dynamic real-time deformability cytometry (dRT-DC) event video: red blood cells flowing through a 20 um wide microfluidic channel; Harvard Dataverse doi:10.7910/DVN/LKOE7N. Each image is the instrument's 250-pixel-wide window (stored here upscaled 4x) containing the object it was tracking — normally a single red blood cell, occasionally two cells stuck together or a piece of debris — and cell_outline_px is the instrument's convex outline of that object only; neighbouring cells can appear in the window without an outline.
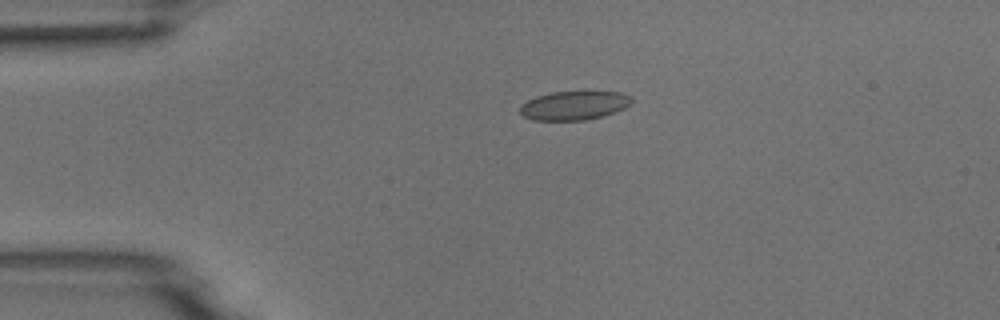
{"species": "common noctule bat (a hibernating species)", "species_latin": "Nyctalus noctula", "temperature_condition": "room temperature", "stored_images_in_passage": 4, "camera_frame_rate_fps": 3000, "um_per_image_px": 0.085, "animal": {"sex": "male", "body_mass_g": 18.8}, "frame": {"image": 1, "passage_image": 3, "time_ms": 2.333, "image_size_px": [1000, 320], "cell_outline_px": [[632, 104], [616, 112], [604, 116], [584, 120], [532, 120], [524, 116], [520, 112], [520, 104], [536, 96], [552, 92], [584, 88], [624, 92], [632, 96]], "centroid_in_image_um": [48.88, 8.9], "position_along_channel_um": 36.1, "area_um2": 19.94}}